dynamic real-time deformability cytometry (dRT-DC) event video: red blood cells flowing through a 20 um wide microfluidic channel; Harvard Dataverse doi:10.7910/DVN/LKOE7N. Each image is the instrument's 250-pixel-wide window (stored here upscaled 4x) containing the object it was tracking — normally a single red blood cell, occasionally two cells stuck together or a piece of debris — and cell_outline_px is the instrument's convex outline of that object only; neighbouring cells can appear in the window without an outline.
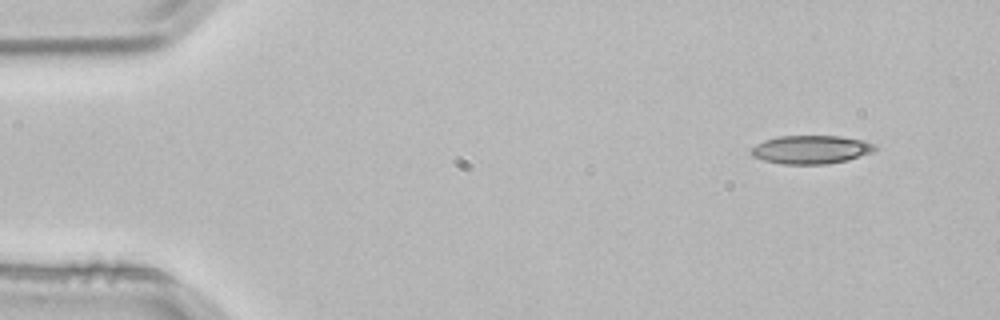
{"species": "common noctule bat (a hibernating species)", "species_latin": "Nyctalus noctula", "temperature_condition": "room temperature", "stored_images_in_passage": 3, "camera_frame_rate_fps": 3000, "um_per_image_px": 0.085, "animal": {"sex": "male", "body_mass_g": 21.5, "forearm_length_mm": 52.0}, "frame": {"image": 1, "passage_image": 1, "time_ms": 0.0, "image_size_px": [1000, 320], "cell_outline_px": [[876, 148], [872, 152], [848, 160], [828, 164], [780, 164], [764, 160], [752, 156], [748, 152], [756, 144], [764, 140], [780, 136], [840, 136], [864, 140], [876, 144]], "centroid_in_image_um": [68.93, 12.71], "position_along_channel_um": 16.1, "area_um2": 20.63}}
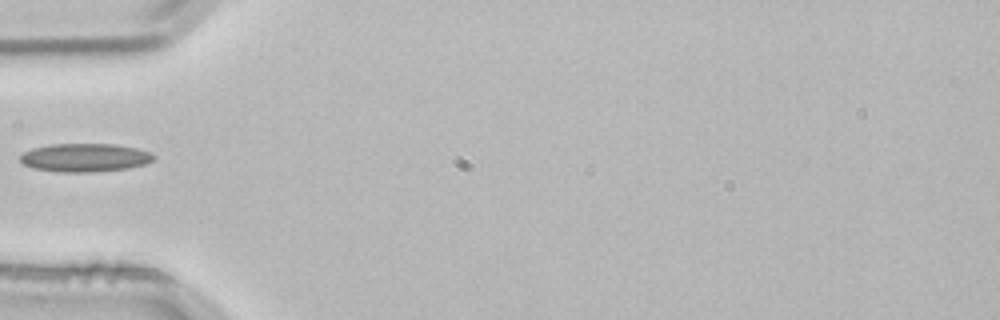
{"frame": {"image": 2, "passage_image": 3, "time_ms": 0.667, "image_size_px": [1000, 320], "cell_outline_px": [[156, 156], [152, 160], [144, 164], [128, 168], [88, 172], [64, 172], [32, 168], [24, 164], [20, 160], [20, 156], [24, 152], [32, 148], [52, 144], [112, 144], [136, 148], [148, 152]], "centroid_in_image_um": [7.19, 13.39], "position_along_channel_um": 77.8, "area_um2": 21.79}}